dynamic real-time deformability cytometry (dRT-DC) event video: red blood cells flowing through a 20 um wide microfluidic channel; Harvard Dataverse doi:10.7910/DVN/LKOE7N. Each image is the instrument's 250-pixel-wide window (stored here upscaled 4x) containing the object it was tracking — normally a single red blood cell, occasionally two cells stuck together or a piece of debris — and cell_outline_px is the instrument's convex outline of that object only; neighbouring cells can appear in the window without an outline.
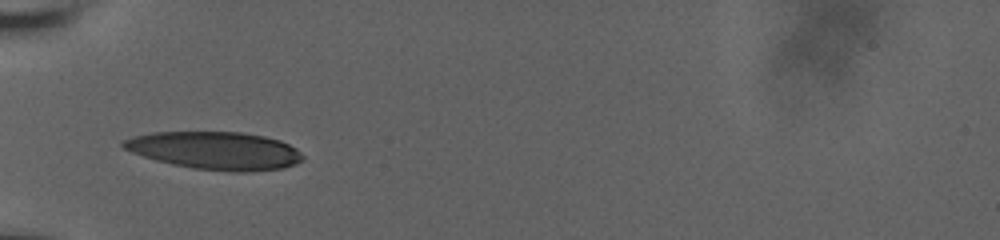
{"species": "human", "species_latin": "Homo sapiens", "temperature_condition": "room temperature", "stored_images_in_passage": 7, "camera_frame_rate_fps": 3000, "um_per_image_px": 0.085, "donor": {"sex": "male"}, "frame": {"image": 1, "passage_image": 1, "time_ms": 0.0, "image_size_px": [1000, 240], "cell_outline_px": [[304, 156], [296, 164], [284, 168], [244, 172], [232, 172], [192, 168], [172, 164], [156, 160], [132, 152], [124, 148], [120, 144], [124, 140], [136, 136], [152, 132], [240, 132], [264, 136], [280, 140], [296, 148]], "centroid_in_image_um": [18.31, 12.8], "position_along_channel_um": 66.7, "area_um2": 39.36}}
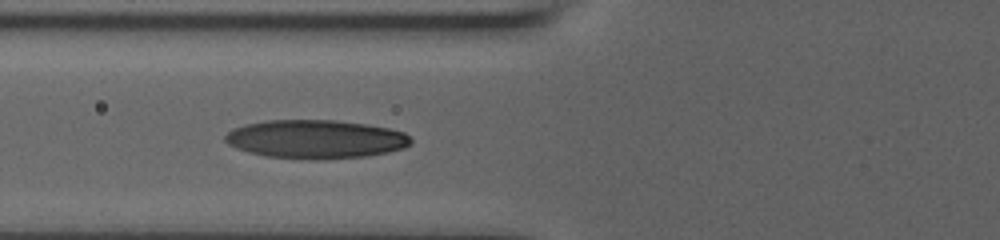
{"frame": {"image": 2, "passage_image": 6, "time_ms": 1.0, "image_size_px": [1000, 240], "cell_outline_px": [[412, 144], [404, 148], [388, 152], [368, 156], [324, 160], [312, 160], [268, 156], [248, 152], [236, 148], [228, 144], [224, 140], [224, 136], [232, 128], [244, 124], [268, 120], [336, 120], [364, 124], [388, 128], [404, 132], [412, 140]], "centroid_in_image_um": [26.82, 11.84], "position_along_channel_um": 99.0, "area_um2": 42.08}}